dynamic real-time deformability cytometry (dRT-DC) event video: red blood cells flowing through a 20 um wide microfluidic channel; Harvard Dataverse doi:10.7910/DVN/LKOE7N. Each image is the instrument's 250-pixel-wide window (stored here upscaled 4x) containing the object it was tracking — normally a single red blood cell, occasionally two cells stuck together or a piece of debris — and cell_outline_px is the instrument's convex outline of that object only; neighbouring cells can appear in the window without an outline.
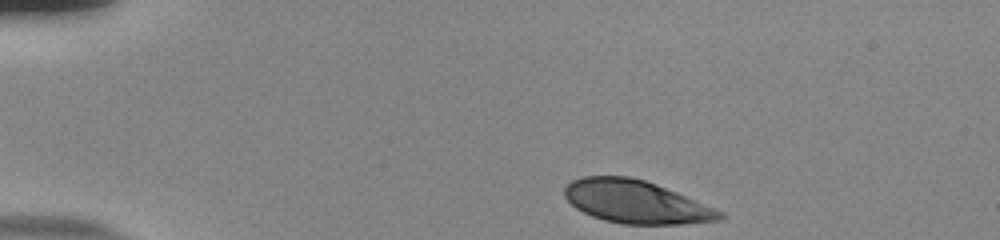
{"species": "human", "species_latin": "Homo sapiens", "temperature_condition": "room temperature", "stored_images_in_passage": 41, "camera_frame_rate_fps": 3000, "um_per_image_px": 0.085, "donor": {"sex": "male"}, "frame": {"image": 1, "passage_image": 1, "time_ms": 0.0, "image_size_px": [1000, 240], "cell_outline_px": [[728, 216], [720, 220], [680, 224], [624, 224], [604, 220], [592, 216], [576, 208], [564, 196], [564, 188], [572, 180], [584, 176], [628, 176], [644, 180], [656, 184], [716, 208], [724, 212]], "centroid_in_image_um": [54.08, 17.16], "position_along_channel_um": 30.9, "area_um2": 38.73}}
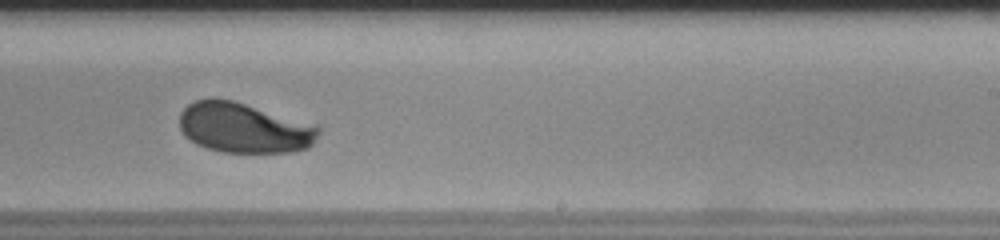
{"frame": {"image": 2, "passage_image": 26, "time_ms": 8.333, "image_size_px": [1000, 240], "cell_outline_px": [[320, 132], [312, 144], [308, 148], [292, 152], [224, 152], [208, 148], [196, 144], [180, 128], [180, 112], [188, 104], [196, 100], [212, 96], [232, 100], [316, 124], [320, 128]], "centroid_in_image_um": [20.76, 10.85], "position_along_channel_um": 268.2, "area_um2": 40.69}}
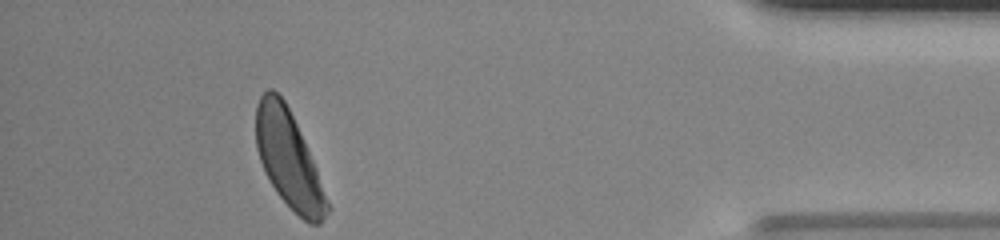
{"frame": {"image": 3, "passage_image": 41, "time_ms": 13.333, "image_size_px": [1000, 240], "cell_outline_px": [[332, 208], [320, 224], [308, 224], [276, 192], [264, 172], [256, 148], [256, 104], [260, 96], [268, 88], [272, 88], [284, 100], [296, 124], [316, 168]], "centroid_in_image_um": [24.54, 13.56], "position_along_channel_um": 410.7, "area_um2": 39.82}, "authors_computed_cell_mechanics": {"area_um2": 40.6912, "velocity_mm_per_s": 3.7613, "shape_relaxation_time_tau1_ms": 2.5017, "shape_relaxation_time_tau2_ms": null, "deformation_change_tau1": 0.1414, "deformation_change_tau2": null}}